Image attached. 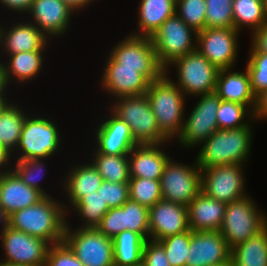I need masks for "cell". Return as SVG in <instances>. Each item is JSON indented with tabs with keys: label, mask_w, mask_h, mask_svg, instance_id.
<instances>
[{
	"label": "cell",
	"mask_w": 267,
	"mask_h": 266,
	"mask_svg": "<svg viewBox=\"0 0 267 266\" xmlns=\"http://www.w3.org/2000/svg\"><path fill=\"white\" fill-rule=\"evenodd\" d=\"M64 203L45 196L38 203L9 215V226L50 245L63 241L67 220Z\"/></svg>",
	"instance_id": "cell-1"
},
{
	"label": "cell",
	"mask_w": 267,
	"mask_h": 266,
	"mask_svg": "<svg viewBox=\"0 0 267 266\" xmlns=\"http://www.w3.org/2000/svg\"><path fill=\"white\" fill-rule=\"evenodd\" d=\"M252 126L217 130L203 141L196 162L200 169L227 165L245 164L251 153Z\"/></svg>",
	"instance_id": "cell-2"
},
{
	"label": "cell",
	"mask_w": 267,
	"mask_h": 266,
	"mask_svg": "<svg viewBox=\"0 0 267 266\" xmlns=\"http://www.w3.org/2000/svg\"><path fill=\"white\" fill-rule=\"evenodd\" d=\"M152 112L157 119L160 132L170 141L177 138L183 128L187 98L183 91L165 72L157 80L150 82L145 93Z\"/></svg>",
	"instance_id": "cell-3"
},
{
	"label": "cell",
	"mask_w": 267,
	"mask_h": 266,
	"mask_svg": "<svg viewBox=\"0 0 267 266\" xmlns=\"http://www.w3.org/2000/svg\"><path fill=\"white\" fill-rule=\"evenodd\" d=\"M113 102L108 110L128 124L133 139L138 144L171 143L160 132L146 94L121 97Z\"/></svg>",
	"instance_id": "cell-4"
},
{
	"label": "cell",
	"mask_w": 267,
	"mask_h": 266,
	"mask_svg": "<svg viewBox=\"0 0 267 266\" xmlns=\"http://www.w3.org/2000/svg\"><path fill=\"white\" fill-rule=\"evenodd\" d=\"M35 116V117H34ZM57 124L45 115L39 116L29 114L25 118V122L21 131L19 143L14 153L19 156L13 159L27 160L33 158L53 157L57 152L62 137ZM17 151V152H16Z\"/></svg>",
	"instance_id": "cell-5"
},
{
	"label": "cell",
	"mask_w": 267,
	"mask_h": 266,
	"mask_svg": "<svg viewBox=\"0 0 267 266\" xmlns=\"http://www.w3.org/2000/svg\"><path fill=\"white\" fill-rule=\"evenodd\" d=\"M248 195L226 206L219 232L230 248L245 242L267 226V215Z\"/></svg>",
	"instance_id": "cell-6"
},
{
	"label": "cell",
	"mask_w": 267,
	"mask_h": 266,
	"mask_svg": "<svg viewBox=\"0 0 267 266\" xmlns=\"http://www.w3.org/2000/svg\"><path fill=\"white\" fill-rule=\"evenodd\" d=\"M197 32L176 13L151 36L158 62L166 69L174 60L197 48Z\"/></svg>",
	"instance_id": "cell-7"
},
{
	"label": "cell",
	"mask_w": 267,
	"mask_h": 266,
	"mask_svg": "<svg viewBox=\"0 0 267 266\" xmlns=\"http://www.w3.org/2000/svg\"><path fill=\"white\" fill-rule=\"evenodd\" d=\"M176 65V66H175ZM176 67V80L172 81L183 91L184 95L198 96L215 92L219 69L205 58L197 49L174 60L169 67Z\"/></svg>",
	"instance_id": "cell-8"
},
{
	"label": "cell",
	"mask_w": 267,
	"mask_h": 266,
	"mask_svg": "<svg viewBox=\"0 0 267 266\" xmlns=\"http://www.w3.org/2000/svg\"><path fill=\"white\" fill-rule=\"evenodd\" d=\"M67 222L63 241L84 266H114L113 239L97 228L71 229Z\"/></svg>",
	"instance_id": "cell-9"
},
{
	"label": "cell",
	"mask_w": 267,
	"mask_h": 266,
	"mask_svg": "<svg viewBox=\"0 0 267 266\" xmlns=\"http://www.w3.org/2000/svg\"><path fill=\"white\" fill-rule=\"evenodd\" d=\"M110 55L121 67L142 68V74L150 81L157 80L165 69L158 62L150 37L128 34L119 41Z\"/></svg>",
	"instance_id": "cell-10"
},
{
	"label": "cell",
	"mask_w": 267,
	"mask_h": 266,
	"mask_svg": "<svg viewBox=\"0 0 267 266\" xmlns=\"http://www.w3.org/2000/svg\"><path fill=\"white\" fill-rule=\"evenodd\" d=\"M165 164L161 176L163 200L180 205L188 204L201 192V169L196 159L193 166L173 161Z\"/></svg>",
	"instance_id": "cell-11"
},
{
	"label": "cell",
	"mask_w": 267,
	"mask_h": 266,
	"mask_svg": "<svg viewBox=\"0 0 267 266\" xmlns=\"http://www.w3.org/2000/svg\"><path fill=\"white\" fill-rule=\"evenodd\" d=\"M243 164H227L201 169V191L225 204L239 200L246 194Z\"/></svg>",
	"instance_id": "cell-12"
},
{
	"label": "cell",
	"mask_w": 267,
	"mask_h": 266,
	"mask_svg": "<svg viewBox=\"0 0 267 266\" xmlns=\"http://www.w3.org/2000/svg\"><path fill=\"white\" fill-rule=\"evenodd\" d=\"M197 97L199 101L184 119L182 131L177 137L178 145L182 147H197L218 130L216 115L221 99L215 92Z\"/></svg>",
	"instance_id": "cell-13"
},
{
	"label": "cell",
	"mask_w": 267,
	"mask_h": 266,
	"mask_svg": "<svg viewBox=\"0 0 267 266\" xmlns=\"http://www.w3.org/2000/svg\"><path fill=\"white\" fill-rule=\"evenodd\" d=\"M0 239L4 251V259L0 262L18 266H45L51 246L47 241L10 226Z\"/></svg>",
	"instance_id": "cell-14"
},
{
	"label": "cell",
	"mask_w": 267,
	"mask_h": 266,
	"mask_svg": "<svg viewBox=\"0 0 267 266\" xmlns=\"http://www.w3.org/2000/svg\"><path fill=\"white\" fill-rule=\"evenodd\" d=\"M239 35L234 28H204L197 34L196 49L219 70L234 69Z\"/></svg>",
	"instance_id": "cell-15"
},
{
	"label": "cell",
	"mask_w": 267,
	"mask_h": 266,
	"mask_svg": "<svg viewBox=\"0 0 267 266\" xmlns=\"http://www.w3.org/2000/svg\"><path fill=\"white\" fill-rule=\"evenodd\" d=\"M106 60L100 83L111 98L139 96L147 92L150 81L142 74V68L121 67L110 55Z\"/></svg>",
	"instance_id": "cell-16"
},
{
	"label": "cell",
	"mask_w": 267,
	"mask_h": 266,
	"mask_svg": "<svg viewBox=\"0 0 267 266\" xmlns=\"http://www.w3.org/2000/svg\"><path fill=\"white\" fill-rule=\"evenodd\" d=\"M73 12L76 11L62 0H33L27 12L32 20L27 21L51 40V37L60 38L68 33L71 16L76 14Z\"/></svg>",
	"instance_id": "cell-17"
},
{
	"label": "cell",
	"mask_w": 267,
	"mask_h": 266,
	"mask_svg": "<svg viewBox=\"0 0 267 266\" xmlns=\"http://www.w3.org/2000/svg\"><path fill=\"white\" fill-rule=\"evenodd\" d=\"M231 248L219 231H191L185 266H216L228 261Z\"/></svg>",
	"instance_id": "cell-18"
},
{
	"label": "cell",
	"mask_w": 267,
	"mask_h": 266,
	"mask_svg": "<svg viewBox=\"0 0 267 266\" xmlns=\"http://www.w3.org/2000/svg\"><path fill=\"white\" fill-rule=\"evenodd\" d=\"M189 229L188 210L184 205L160 200L149 208V239L162 240Z\"/></svg>",
	"instance_id": "cell-19"
},
{
	"label": "cell",
	"mask_w": 267,
	"mask_h": 266,
	"mask_svg": "<svg viewBox=\"0 0 267 266\" xmlns=\"http://www.w3.org/2000/svg\"><path fill=\"white\" fill-rule=\"evenodd\" d=\"M21 21L13 23L14 26L10 24L12 26L10 29L0 24V51L2 50L4 55L32 51L45 52L50 39L31 22H24L23 19Z\"/></svg>",
	"instance_id": "cell-20"
},
{
	"label": "cell",
	"mask_w": 267,
	"mask_h": 266,
	"mask_svg": "<svg viewBox=\"0 0 267 266\" xmlns=\"http://www.w3.org/2000/svg\"><path fill=\"white\" fill-rule=\"evenodd\" d=\"M109 112L111 113L108 115L109 118L103 117L101 124H96L94 140L97 143L94 148L106 155L129 154L138 143L133 139L128 124L110 110Z\"/></svg>",
	"instance_id": "cell-21"
},
{
	"label": "cell",
	"mask_w": 267,
	"mask_h": 266,
	"mask_svg": "<svg viewBox=\"0 0 267 266\" xmlns=\"http://www.w3.org/2000/svg\"><path fill=\"white\" fill-rule=\"evenodd\" d=\"M167 143L137 144L128 154L130 178L161 180L165 164L171 158L165 153Z\"/></svg>",
	"instance_id": "cell-22"
},
{
	"label": "cell",
	"mask_w": 267,
	"mask_h": 266,
	"mask_svg": "<svg viewBox=\"0 0 267 266\" xmlns=\"http://www.w3.org/2000/svg\"><path fill=\"white\" fill-rule=\"evenodd\" d=\"M44 197L37 189L26 185L13 170L0 175V206L8 216Z\"/></svg>",
	"instance_id": "cell-23"
},
{
	"label": "cell",
	"mask_w": 267,
	"mask_h": 266,
	"mask_svg": "<svg viewBox=\"0 0 267 266\" xmlns=\"http://www.w3.org/2000/svg\"><path fill=\"white\" fill-rule=\"evenodd\" d=\"M215 93L223 101L246 105L253 113L255 111L257 98L252 92L247 69L243 72L232 68L219 70Z\"/></svg>",
	"instance_id": "cell-24"
},
{
	"label": "cell",
	"mask_w": 267,
	"mask_h": 266,
	"mask_svg": "<svg viewBox=\"0 0 267 266\" xmlns=\"http://www.w3.org/2000/svg\"><path fill=\"white\" fill-rule=\"evenodd\" d=\"M70 169L64 176V183L62 182V189L66 193L68 202H70V205L68 204L69 207L66 203L64 204L67 213L69 208L73 207L82 197L96 192L104 181L103 177L89 161L87 163L83 162L82 165L78 163V166L76 164L75 167L72 166Z\"/></svg>",
	"instance_id": "cell-25"
},
{
	"label": "cell",
	"mask_w": 267,
	"mask_h": 266,
	"mask_svg": "<svg viewBox=\"0 0 267 266\" xmlns=\"http://www.w3.org/2000/svg\"><path fill=\"white\" fill-rule=\"evenodd\" d=\"M227 204L206 196L202 191L188 204L191 231H219Z\"/></svg>",
	"instance_id": "cell-26"
},
{
	"label": "cell",
	"mask_w": 267,
	"mask_h": 266,
	"mask_svg": "<svg viewBox=\"0 0 267 266\" xmlns=\"http://www.w3.org/2000/svg\"><path fill=\"white\" fill-rule=\"evenodd\" d=\"M138 8L137 32L135 36L150 37L175 14V0H141Z\"/></svg>",
	"instance_id": "cell-27"
},
{
	"label": "cell",
	"mask_w": 267,
	"mask_h": 266,
	"mask_svg": "<svg viewBox=\"0 0 267 266\" xmlns=\"http://www.w3.org/2000/svg\"><path fill=\"white\" fill-rule=\"evenodd\" d=\"M43 51L20 52L7 56L6 63L2 62L8 86L15 80L18 84L37 78L42 70L44 61ZM37 76V77H36ZM29 80V81H28Z\"/></svg>",
	"instance_id": "cell-28"
},
{
	"label": "cell",
	"mask_w": 267,
	"mask_h": 266,
	"mask_svg": "<svg viewBox=\"0 0 267 266\" xmlns=\"http://www.w3.org/2000/svg\"><path fill=\"white\" fill-rule=\"evenodd\" d=\"M15 103V104H14ZM16 102H8L0 111V145L5 147L14 157L19 143L25 118L29 113H24Z\"/></svg>",
	"instance_id": "cell-29"
},
{
	"label": "cell",
	"mask_w": 267,
	"mask_h": 266,
	"mask_svg": "<svg viewBox=\"0 0 267 266\" xmlns=\"http://www.w3.org/2000/svg\"><path fill=\"white\" fill-rule=\"evenodd\" d=\"M230 259L235 266H267V226L231 248Z\"/></svg>",
	"instance_id": "cell-30"
},
{
	"label": "cell",
	"mask_w": 267,
	"mask_h": 266,
	"mask_svg": "<svg viewBox=\"0 0 267 266\" xmlns=\"http://www.w3.org/2000/svg\"><path fill=\"white\" fill-rule=\"evenodd\" d=\"M145 239L138 233L125 230L113 238L114 266H133L142 262Z\"/></svg>",
	"instance_id": "cell-31"
},
{
	"label": "cell",
	"mask_w": 267,
	"mask_h": 266,
	"mask_svg": "<svg viewBox=\"0 0 267 266\" xmlns=\"http://www.w3.org/2000/svg\"><path fill=\"white\" fill-rule=\"evenodd\" d=\"M94 151L91 163L103 177L104 181L115 183L129 182L128 154L106 155L96 150Z\"/></svg>",
	"instance_id": "cell-32"
},
{
	"label": "cell",
	"mask_w": 267,
	"mask_h": 266,
	"mask_svg": "<svg viewBox=\"0 0 267 266\" xmlns=\"http://www.w3.org/2000/svg\"><path fill=\"white\" fill-rule=\"evenodd\" d=\"M232 9L234 29L239 32L246 27L252 33L267 22L263 0H233Z\"/></svg>",
	"instance_id": "cell-33"
},
{
	"label": "cell",
	"mask_w": 267,
	"mask_h": 266,
	"mask_svg": "<svg viewBox=\"0 0 267 266\" xmlns=\"http://www.w3.org/2000/svg\"><path fill=\"white\" fill-rule=\"evenodd\" d=\"M109 206L101 197V186L96 192L82 197L69 211L74 210L82 220L79 228H96L103 216L109 211Z\"/></svg>",
	"instance_id": "cell-34"
},
{
	"label": "cell",
	"mask_w": 267,
	"mask_h": 266,
	"mask_svg": "<svg viewBox=\"0 0 267 266\" xmlns=\"http://www.w3.org/2000/svg\"><path fill=\"white\" fill-rule=\"evenodd\" d=\"M216 117L219 130L249 126L251 121H255L254 113L246 105L223 100L220 101Z\"/></svg>",
	"instance_id": "cell-35"
},
{
	"label": "cell",
	"mask_w": 267,
	"mask_h": 266,
	"mask_svg": "<svg viewBox=\"0 0 267 266\" xmlns=\"http://www.w3.org/2000/svg\"><path fill=\"white\" fill-rule=\"evenodd\" d=\"M129 193L132 201L151 208L162 200L161 182L148 178H130Z\"/></svg>",
	"instance_id": "cell-36"
},
{
	"label": "cell",
	"mask_w": 267,
	"mask_h": 266,
	"mask_svg": "<svg viewBox=\"0 0 267 266\" xmlns=\"http://www.w3.org/2000/svg\"><path fill=\"white\" fill-rule=\"evenodd\" d=\"M123 209L124 231L129 230L140 234L145 240L149 239V208L138 202L127 200Z\"/></svg>",
	"instance_id": "cell-37"
},
{
	"label": "cell",
	"mask_w": 267,
	"mask_h": 266,
	"mask_svg": "<svg viewBox=\"0 0 267 266\" xmlns=\"http://www.w3.org/2000/svg\"><path fill=\"white\" fill-rule=\"evenodd\" d=\"M46 158H33L27 160H16L12 170L20 179L31 188L37 189L44 196H50L41 186V179L45 177ZM40 182V183H39Z\"/></svg>",
	"instance_id": "cell-38"
},
{
	"label": "cell",
	"mask_w": 267,
	"mask_h": 266,
	"mask_svg": "<svg viewBox=\"0 0 267 266\" xmlns=\"http://www.w3.org/2000/svg\"><path fill=\"white\" fill-rule=\"evenodd\" d=\"M175 13L197 33L205 28V0H177Z\"/></svg>",
	"instance_id": "cell-39"
},
{
	"label": "cell",
	"mask_w": 267,
	"mask_h": 266,
	"mask_svg": "<svg viewBox=\"0 0 267 266\" xmlns=\"http://www.w3.org/2000/svg\"><path fill=\"white\" fill-rule=\"evenodd\" d=\"M165 250L171 266H185L190 246V230L158 241Z\"/></svg>",
	"instance_id": "cell-40"
},
{
	"label": "cell",
	"mask_w": 267,
	"mask_h": 266,
	"mask_svg": "<svg viewBox=\"0 0 267 266\" xmlns=\"http://www.w3.org/2000/svg\"><path fill=\"white\" fill-rule=\"evenodd\" d=\"M246 68L249 76L251 89L256 98L267 90V54L249 53Z\"/></svg>",
	"instance_id": "cell-41"
},
{
	"label": "cell",
	"mask_w": 267,
	"mask_h": 266,
	"mask_svg": "<svg viewBox=\"0 0 267 266\" xmlns=\"http://www.w3.org/2000/svg\"><path fill=\"white\" fill-rule=\"evenodd\" d=\"M234 28L232 3H206L205 28Z\"/></svg>",
	"instance_id": "cell-42"
},
{
	"label": "cell",
	"mask_w": 267,
	"mask_h": 266,
	"mask_svg": "<svg viewBox=\"0 0 267 266\" xmlns=\"http://www.w3.org/2000/svg\"><path fill=\"white\" fill-rule=\"evenodd\" d=\"M101 197L109 208L121 207L130 199L129 182H108L101 184Z\"/></svg>",
	"instance_id": "cell-43"
},
{
	"label": "cell",
	"mask_w": 267,
	"mask_h": 266,
	"mask_svg": "<svg viewBox=\"0 0 267 266\" xmlns=\"http://www.w3.org/2000/svg\"><path fill=\"white\" fill-rule=\"evenodd\" d=\"M45 266H84L64 242L49 247Z\"/></svg>",
	"instance_id": "cell-44"
},
{
	"label": "cell",
	"mask_w": 267,
	"mask_h": 266,
	"mask_svg": "<svg viewBox=\"0 0 267 266\" xmlns=\"http://www.w3.org/2000/svg\"><path fill=\"white\" fill-rule=\"evenodd\" d=\"M96 228L108 238L116 237L124 231L123 209L110 208Z\"/></svg>",
	"instance_id": "cell-45"
},
{
	"label": "cell",
	"mask_w": 267,
	"mask_h": 266,
	"mask_svg": "<svg viewBox=\"0 0 267 266\" xmlns=\"http://www.w3.org/2000/svg\"><path fill=\"white\" fill-rule=\"evenodd\" d=\"M142 263L145 266H171L163 246L154 240H146L142 249Z\"/></svg>",
	"instance_id": "cell-46"
},
{
	"label": "cell",
	"mask_w": 267,
	"mask_h": 266,
	"mask_svg": "<svg viewBox=\"0 0 267 266\" xmlns=\"http://www.w3.org/2000/svg\"><path fill=\"white\" fill-rule=\"evenodd\" d=\"M251 48L249 53L267 54V22L251 33Z\"/></svg>",
	"instance_id": "cell-47"
},
{
	"label": "cell",
	"mask_w": 267,
	"mask_h": 266,
	"mask_svg": "<svg viewBox=\"0 0 267 266\" xmlns=\"http://www.w3.org/2000/svg\"><path fill=\"white\" fill-rule=\"evenodd\" d=\"M33 0H0V3L8 11L18 12L20 14H27Z\"/></svg>",
	"instance_id": "cell-48"
},
{
	"label": "cell",
	"mask_w": 267,
	"mask_h": 266,
	"mask_svg": "<svg viewBox=\"0 0 267 266\" xmlns=\"http://www.w3.org/2000/svg\"><path fill=\"white\" fill-rule=\"evenodd\" d=\"M267 120V90L257 97L254 120Z\"/></svg>",
	"instance_id": "cell-49"
},
{
	"label": "cell",
	"mask_w": 267,
	"mask_h": 266,
	"mask_svg": "<svg viewBox=\"0 0 267 266\" xmlns=\"http://www.w3.org/2000/svg\"><path fill=\"white\" fill-rule=\"evenodd\" d=\"M11 156H12V153L9 152L5 147L0 145V175L12 170L11 167H8V166H10L11 163H13V162H11V160L13 158ZM5 167H7V168H5Z\"/></svg>",
	"instance_id": "cell-50"
},
{
	"label": "cell",
	"mask_w": 267,
	"mask_h": 266,
	"mask_svg": "<svg viewBox=\"0 0 267 266\" xmlns=\"http://www.w3.org/2000/svg\"><path fill=\"white\" fill-rule=\"evenodd\" d=\"M69 5L74 11L78 12L81 9H85L88 5L92 4L94 0H62Z\"/></svg>",
	"instance_id": "cell-51"
},
{
	"label": "cell",
	"mask_w": 267,
	"mask_h": 266,
	"mask_svg": "<svg viewBox=\"0 0 267 266\" xmlns=\"http://www.w3.org/2000/svg\"><path fill=\"white\" fill-rule=\"evenodd\" d=\"M8 83L6 81L4 67L0 60V97H6V91L8 90Z\"/></svg>",
	"instance_id": "cell-52"
},
{
	"label": "cell",
	"mask_w": 267,
	"mask_h": 266,
	"mask_svg": "<svg viewBox=\"0 0 267 266\" xmlns=\"http://www.w3.org/2000/svg\"><path fill=\"white\" fill-rule=\"evenodd\" d=\"M9 216L4 212V210L2 209V207L0 206V224L2 223L1 226V230H0V237L2 236V234L4 233V231L6 230V228L9 226Z\"/></svg>",
	"instance_id": "cell-53"
},
{
	"label": "cell",
	"mask_w": 267,
	"mask_h": 266,
	"mask_svg": "<svg viewBox=\"0 0 267 266\" xmlns=\"http://www.w3.org/2000/svg\"><path fill=\"white\" fill-rule=\"evenodd\" d=\"M7 97H0V111L4 108V106L10 102V100Z\"/></svg>",
	"instance_id": "cell-54"
},
{
	"label": "cell",
	"mask_w": 267,
	"mask_h": 266,
	"mask_svg": "<svg viewBox=\"0 0 267 266\" xmlns=\"http://www.w3.org/2000/svg\"><path fill=\"white\" fill-rule=\"evenodd\" d=\"M233 0H205L206 3H232Z\"/></svg>",
	"instance_id": "cell-55"
},
{
	"label": "cell",
	"mask_w": 267,
	"mask_h": 266,
	"mask_svg": "<svg viewBox=\"0 0 267 266\" xmlns=\"http://www.w3.org/2000/svg\"><path fill=\"white\" fill-rule=\"evenodd\" d=\"M216 266H235L233 261L231 259H229L228 261H226L225 263L216 265Z\"/></svg>",
	"instance_id": "cell-56"
},
{
	"label": "cell",
	"mask_w": 267,
	"mask_h": 266,
	"mask_svg": "<svg viewBox=\"0 0 267 266\" xmlns=\"http://www.w3.org/2000/svg\"><path fill=\"white\" fill-rule=\"evenodd\" d=\"M263 11H264V15L267 19V0H263Z\"/></svg>",
	"instance_id": "cell-57"
},
{
	"label": "cell",
	"mask_w": 267,
	"mask_h": 266,
	"mask_svg": "<svg viewBox=\"0 0 267 266\" xmlns=\"http://www.w3.org/2000/svg\"><path fill=\"white\" fill-rule=\"evenodd\" d=\"M0 266H18V265H11L4 262H0Z\"/></svg>",
	"instance_id": "cell-58"
},
{
	"label": "cell",
	"mask_w": 267,
	"mask_h": 266,
	"mask_svg": "<svg viewBox=\"0 0 267 266\" xmlns=\"http://www.w3.org/2000/svg\"><path fill=\"white\" fill-rule=\"evenodd\" d=\"M133 266H145L142 262L138 265H133Z\"/></svg>",
	"instance_id": "cell-59"
}]
</instances>
